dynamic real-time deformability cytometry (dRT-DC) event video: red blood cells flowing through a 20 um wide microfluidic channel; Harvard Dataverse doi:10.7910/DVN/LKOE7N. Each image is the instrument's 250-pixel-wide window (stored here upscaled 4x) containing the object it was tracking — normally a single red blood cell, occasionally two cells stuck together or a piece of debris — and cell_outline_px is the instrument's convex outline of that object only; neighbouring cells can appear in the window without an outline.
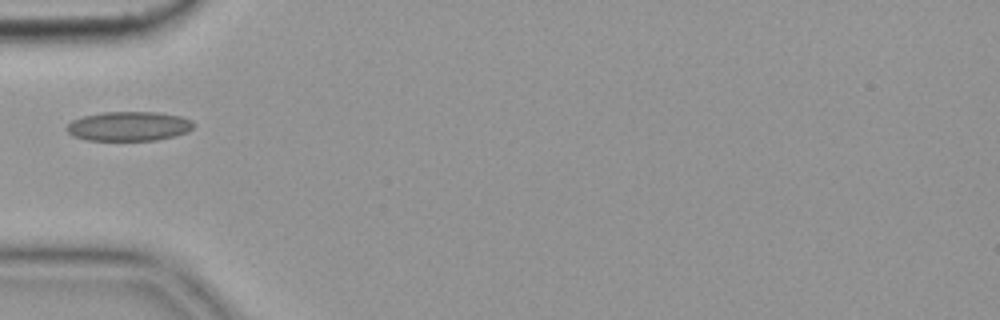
{"species": "common noctule bat (a hibernating species)", "species_latin": "Nyctalus noctula", "temperature_condition": "cold", "stored_images_in_passage": 9, "camera_frame_rate_fps": 3000, "um_per_image_px": 0.085, "animal": {"sex": "female", "body_mass_g": 19.9}, "frame": {"image": 1, "passage_image": 4, "time_ms": 1.0, "image_size_px": [1000, 320], "cell_outline_px": [[196, 124], [188, 132], [176, 136], [156, 140], [88, 140], [72, 136], [64, 128], [72, 120], [84, 116], [104, 112], [156, 112], [180, 116], [192, 120]], "centroid_in_image_um": [10.97, 10.73], "position_along_channel_um": 74.0, "area_um2": 21.85}}